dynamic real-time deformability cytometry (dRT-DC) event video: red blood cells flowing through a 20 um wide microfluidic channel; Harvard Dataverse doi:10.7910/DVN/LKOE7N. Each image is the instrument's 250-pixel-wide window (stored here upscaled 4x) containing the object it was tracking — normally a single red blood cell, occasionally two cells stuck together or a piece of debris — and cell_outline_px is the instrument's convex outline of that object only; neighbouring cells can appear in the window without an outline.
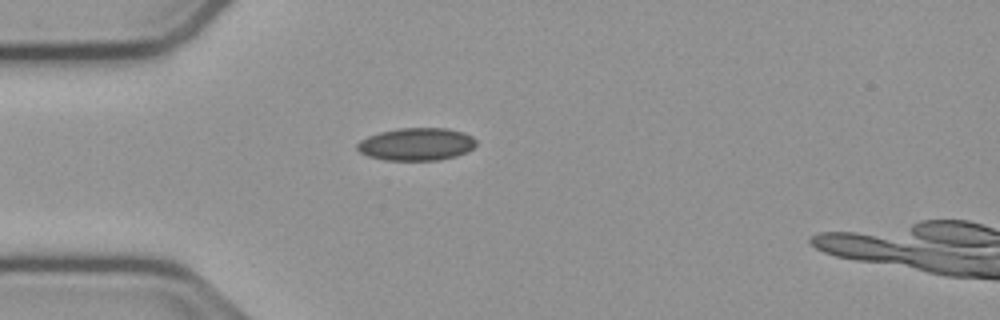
{"species": "common noctule bat (a hibernating species)", "species_latin": "Nyctalus noctula", "temperature_condition": "cold", "stored_images_in_passage": 36, "camera_frame_rate_fps": 3000, "um_per_image_px": 0.085, "animal": {"sex": "male", "body_mass_g": 23.1, "forearm_length_mm": 52.7}, "frame": {"image": 1, "passage_image": 2, "time_ms": 0.333, "image_size_px": [1000, 320], "cell_outline_px": [[476, 144], [468, 152], [456, 156], [440, 160], [384, 160], [368, 156], [360, 152], [356, 148], [356, 144], [360, 140], [368, 136], [380, 132], [400, 128], [448, 128], [464, 132], [472, 136], [476, 140]], "centroid_in_image_um": [35.41, 12.25], "position_along_channel_um": 49.6, "area_um2": 22.77}}
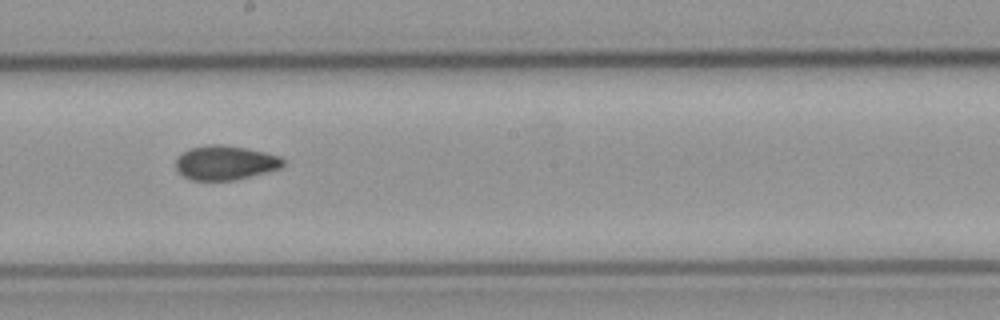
{"frame": {"image": 2, "passage_image": 17, "time_ms": 5.333, "image_size_px": [1000, 320], "cell_outline_px": [[284, 164], [280, 168], [232, 180], [192, 180], [180, 176], [176, 168], [176, 160], [184, 152], [192, 148], [208, 144], [220, 144], [244, 148], [264, 152], [280, 156], [284, 160]], "centroid_in_image_um": [19.11, 13.83], "position_along_channel_um": 229.1, "area_um2": 21.15}}
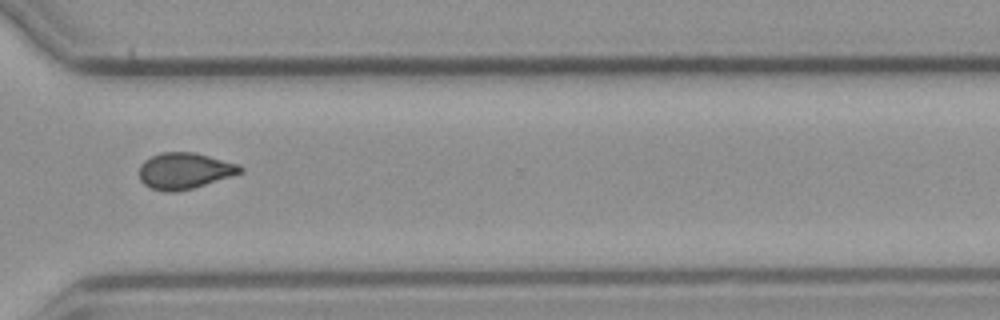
{"frame": {"image": 3, "passage_image": 27, "time_ms": 8.667, "image_size_px": [1000, 320], "cell_outline_px": [[244, 172], [192, 188], [176, 192], [164, 192], [152, 188], [144, 184], [140, 180], [140, 164], [144, 160], [160, 152], [192, 152], [240, 164], [244, 168]], "centroid_in_image_um": [15.69, 14.52], "position_along_channel_um": 354.9, "area_um2": 21.27}, "authors_computed_cell_mechanics": {"area_um2": 21.4727, "velocity_mm_per_s": 3.7848, "shape_relaxation_time_tau1_ms": null, "shape_relaxation_time_tau2_ms": 3.0111, "deformation_change_tau1": null, "deformation_change_tau2": 0.0674}}